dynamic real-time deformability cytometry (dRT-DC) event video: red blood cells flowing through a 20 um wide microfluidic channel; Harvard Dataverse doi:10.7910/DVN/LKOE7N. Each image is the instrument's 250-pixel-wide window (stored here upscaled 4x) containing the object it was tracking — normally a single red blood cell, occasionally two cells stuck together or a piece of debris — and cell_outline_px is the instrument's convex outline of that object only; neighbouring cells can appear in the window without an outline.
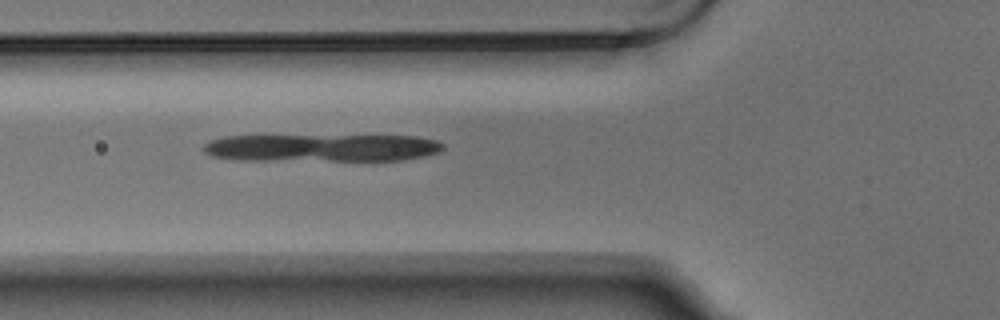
{"species": "Egyptian fruit bat (a non-hibernating species)", "species_latin": "Rousettus aegyptiacus", "temperature_condition": "warm", "stored_images_in_passage": 7, "segment_of_instrument_passage": [2, 2], "camera_frame_rate_fps": 3000, "um_per_image_px": 0.085, "animal": {"sex": "male"}, "frame": {"image": 1, "passage_image": 7, "time_ms": 2.0, "image_size_px": [1000, 320], "cell_outline_px": [[444, 148], [440, 152], [424, 156], [404, 160], [232, 160], [212, 156], [204, 152], [204, 144], [208, 140], [224, 136], [416, 136], [436, 140], [444, 144]], "centroid_in_image_um": [27.34, 12.56], "position_along_channel_um": 98.5, "area_um2": 38.67}}